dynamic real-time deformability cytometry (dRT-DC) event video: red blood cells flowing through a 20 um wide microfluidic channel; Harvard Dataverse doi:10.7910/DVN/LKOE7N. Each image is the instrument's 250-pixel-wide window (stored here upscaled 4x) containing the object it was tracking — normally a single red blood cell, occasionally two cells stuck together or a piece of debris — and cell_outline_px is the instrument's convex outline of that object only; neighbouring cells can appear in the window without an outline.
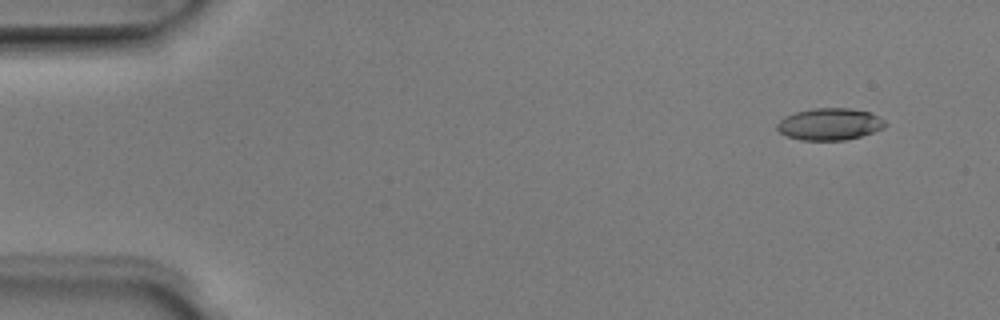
{"species": "Egyptian fruit bat (a non-hibernating species)", "species_latin": "Rousettus aegyptiacus", "temperature_condition": "room temperature", "stored_images_in_passage": 3, "camera_frame_rate_fps": 3000, "um_per_image_px": 0.085, "animal": {"sex": "male"}, "frame": {"image": 1, "passage_image": 1, "time_ms": 0.0, "image_size_px": [1000, 320], "cell_outline_px": [[888, 124], [884, 128], [860, 136], [844, 140], [800, 140], [788, 136], [780, 132], [776, 128], [776, 124], [784, 116], [796, 112], [812, 108], [852, 108], [868, 112], [884, 120]], "centroid_in_image_um": [70.5, 10.55], "position_along_channel_um": 14.5, "area_um2": 20.06}}